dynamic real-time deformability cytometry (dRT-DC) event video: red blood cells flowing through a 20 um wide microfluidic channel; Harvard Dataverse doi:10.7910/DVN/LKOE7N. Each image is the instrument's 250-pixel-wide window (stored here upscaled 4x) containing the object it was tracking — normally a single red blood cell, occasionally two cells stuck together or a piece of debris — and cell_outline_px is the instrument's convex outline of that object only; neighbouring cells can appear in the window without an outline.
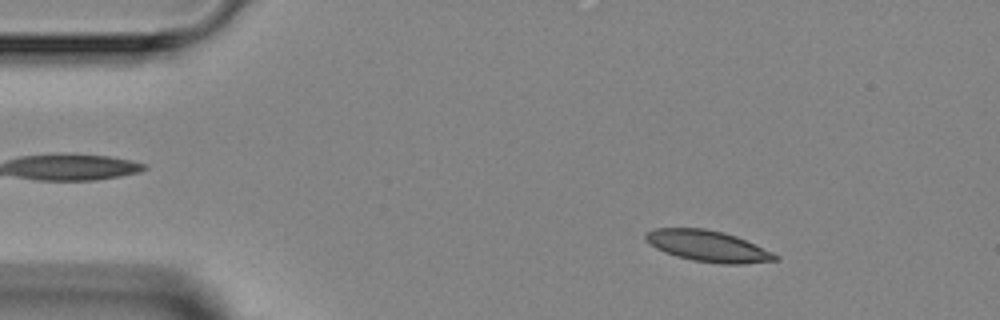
{"species": "Egyptian fruit bat (a non-hibernating species)", "species_latin": "Rousettus aegyptiacus", "temperature_condition": "room temperature", "stored_images_in_passage": 3, "camera_frame_rate_fps": 3000, "um_per_image_px": 0.085, "animal": {"sex": "female"}, "frame": {"image": 1, "passage_image": 1, "time_ms": 0.0, "image_size_px": [1000, 320], "cell_outline_px": [[780, 260], [744, 264], [720, 264], [692, 260], [676, 256], [664, 252], [656, 248], [644, 240], [644, 236], [648, 232], [656, 228], [704, 228], [724, 232], [736, 236], [772, 252], [780, 256]], "centroid_in_image_um": [60.18, 20.92], "position_along_channel_um": 24.8, "area_um2": 23.58}}
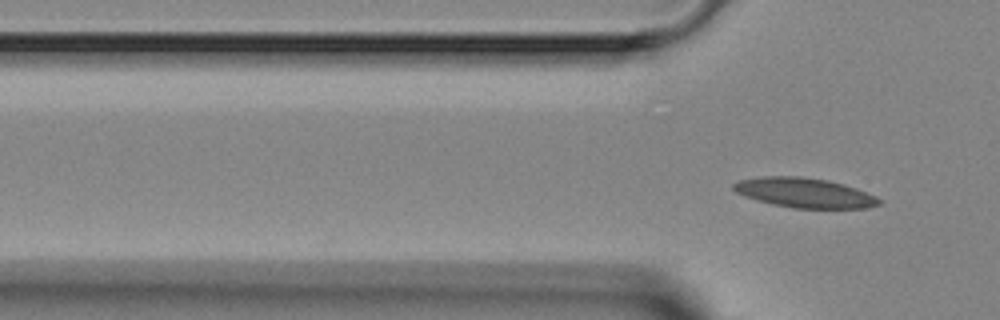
{"frame": {"image": 2, "passage_image": 3, "time_ms": 2.333, "image_size_px": [1000, 320], "cell_outline_px": [[880, 204], [864, 208], [792, 208], [772, 204], [744, 196], [736, 192], [732, 188], [732, 184], [740, 180], [760, 176], [800, 176], [828, 180], [844, 184], [856, 188], [876, 196], [880, 200]], "centroid_in_image_um": [68.36, 16.38], "position_along_channel_um": 57.4, "area_um2": 25.2}}